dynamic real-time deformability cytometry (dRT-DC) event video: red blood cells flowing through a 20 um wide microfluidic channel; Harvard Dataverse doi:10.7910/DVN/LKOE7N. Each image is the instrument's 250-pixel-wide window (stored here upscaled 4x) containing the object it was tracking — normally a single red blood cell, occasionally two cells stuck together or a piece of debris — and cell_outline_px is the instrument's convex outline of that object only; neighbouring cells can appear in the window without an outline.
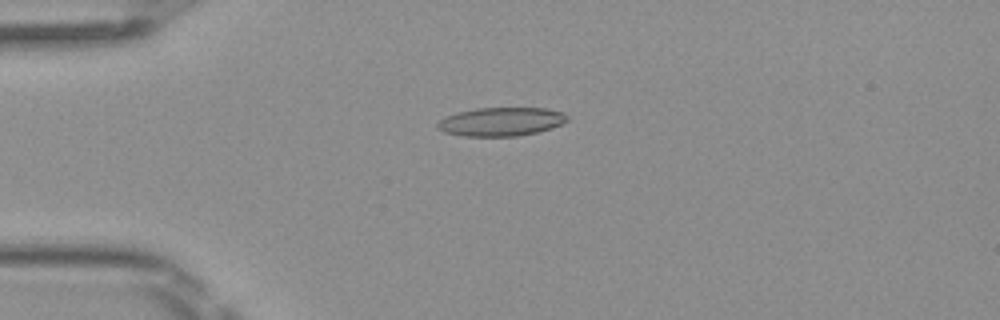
{"species": "Egyptian fruit bat (a non-hibernating species)", "species_latin": "Rousettus aegyptiacus", "temperature_condition": "room temperature", "stored_images_in_passage": 16, "camera_frame_rate_fps": 3000, "um_per_image_px": 0.085, "frame": {"image": 1, "passage_image": 12, "time_ms": 3.667, "image_size_px": [1000, 320], "cell_outline_px": [[568, 120], [552, 128], [536, 132], [516, 136], [464, 136], [444, 132], [436, 128], [436, 124], [440, 120], [448, 116], [460, 112], [476, 108], [544, 108], [564, 112], [568, 116]], "centroid_in_image_um": [42.6, 10.34], "position_along_channel_um": 42.4, "area_um2": 21.5}}